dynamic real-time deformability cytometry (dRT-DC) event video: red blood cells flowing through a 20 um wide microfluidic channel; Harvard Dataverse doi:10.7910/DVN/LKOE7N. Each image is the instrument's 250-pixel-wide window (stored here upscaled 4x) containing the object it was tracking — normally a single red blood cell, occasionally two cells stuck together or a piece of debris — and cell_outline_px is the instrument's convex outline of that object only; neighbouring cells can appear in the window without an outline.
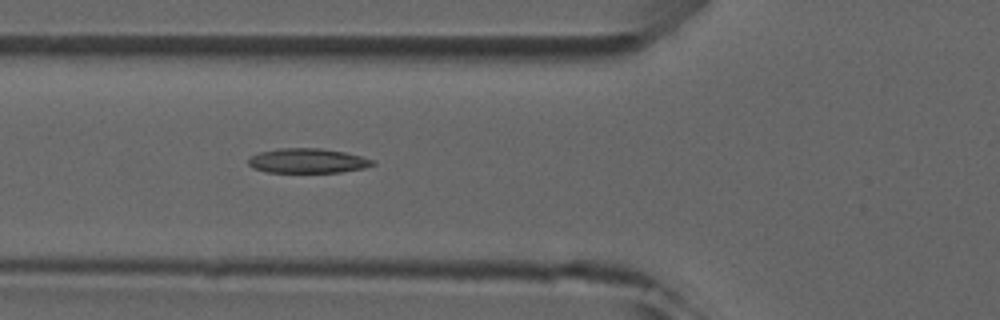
{"species": "common noctule bat (a hibernating species)", "species_latin": "Nyctalus noctula", "temperature_condition": "room temperature", "stored_images_in_passage": 4, "camera_frame_rate_fps": 3000, "um_per_image_px": 0.085, "animal": {"sex": "male", "forearm_length_mm": 52.5}, "frame": {"image": 1, "passage_image": 4, "time_ms": 3.333, "image_size_px": [1000, 320], "cell_outline_px": [[376, 164], [364, 168], [340, 172], [268, 172], [252, 168], [248, 164], [248, 160], [252, 156], [260, 152], [280, 148], [320, 148], [344, 152], [376, 160]], "centroid_in_image_um": [26.17, 13.67], "position_along_channel_um": 99.6, "area_um2": 17.8}}